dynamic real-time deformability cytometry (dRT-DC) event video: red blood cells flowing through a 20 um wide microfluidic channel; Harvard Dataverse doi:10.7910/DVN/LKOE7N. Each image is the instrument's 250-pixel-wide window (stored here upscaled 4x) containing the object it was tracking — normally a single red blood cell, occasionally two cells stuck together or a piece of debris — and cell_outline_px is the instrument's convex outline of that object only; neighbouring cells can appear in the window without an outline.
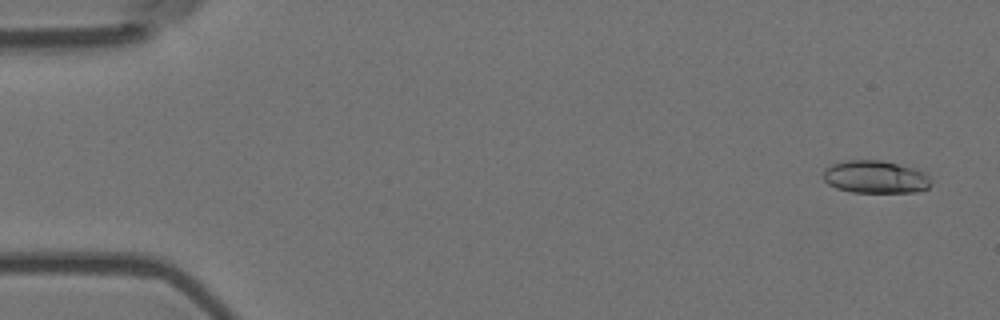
{"species": "Egyptian fruit bat (a non-hibernating species)", "species_latin": "Rousettus aegyptiacus", "temperature_condition": "room temperature", "stored_images_in_passage": 3, "segment_of_instrument_passage": [2, 2], "camera_frame_rate_fps": 3000, "um_per_image_px": 0.085, "animal": {"sex": "female"}, "frame": {"image": 1, "passage_image": 3, "time_ms": 0.667, "image_size_px": [1000, 320], "cell_outline_px": [[932, 184], [928, 188], [916, 192], [852, 192], [836, 188], [828, 184], [824, 180], [824, 168], [832, 164], [848, 160], [880, 160], [912, 168], [924, 172], [928, 176]], "centroid_in_image_um": [74.39, 15.05], "position_along_channel_um": 10.6, "area_um2": 20.4}}